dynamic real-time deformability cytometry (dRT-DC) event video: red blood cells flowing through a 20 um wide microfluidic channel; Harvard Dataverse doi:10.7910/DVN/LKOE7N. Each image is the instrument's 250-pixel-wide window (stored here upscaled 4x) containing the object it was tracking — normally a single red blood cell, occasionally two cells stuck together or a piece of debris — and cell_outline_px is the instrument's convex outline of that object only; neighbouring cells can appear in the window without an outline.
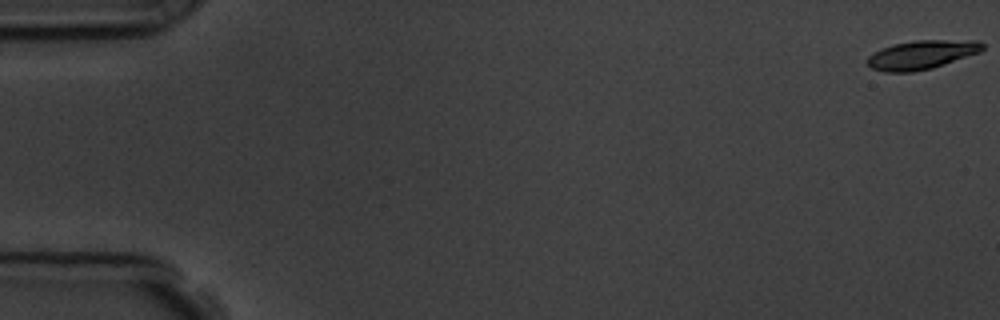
{"species": "common noctule bat (a hibernating species)", "species_latin": "Nyctalus noctula", "temperature_condition": "room temperature", "stored_images_in_passage": 57, "camera_frame_rate_fps": 3000, "um_per_image_px": 0.085, "animal": {"sex": "male", "body_mass_g": 19.5, "forearm_length_mm": 54.6}, "frame": {"image": 1, "passage_image": 1, "time_ms": 0.0, "image_size_px": [1000, 320], "cell_outline_px": [[984, 48], [980, 52], [932, 68], [912, 72], [884, 72], [872, 68], [868, 64], [868, 56], [892, 44], [916, 40], [976, 40], [984, 44]], "centroid_in_image_um": [78.37, 4.65], "position_along_channel_um": 6.6, "area_um2": 19.19}}
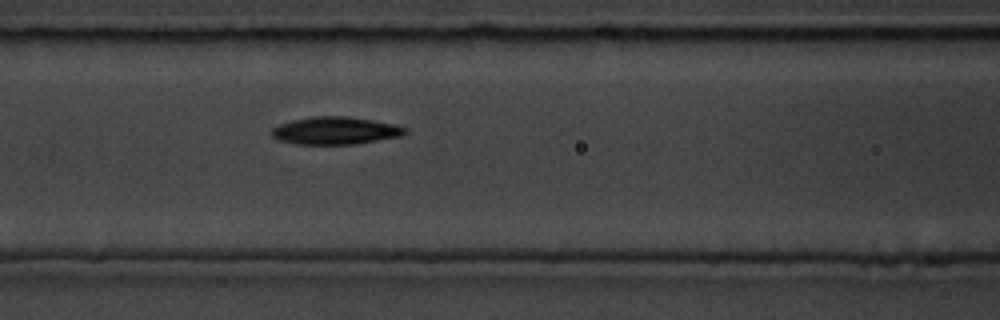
{"frame": {"image": 2, "passage_image": 25, "time_ms": 8.0, "image_size_px": [1000, 320], "cell_outline_px": [[408, 132], [400, 136], [356, 144], [296, 144], [280, 140], [272, 136], [272, 128], [280, 124], [292, 120], [312, 116], [344, 116], [372, 120], [396, 124], [408, 128]], "centroid_in_image_um": [28.53, 11.1], "position_along_channel_um": 138.1, "area_um2": 21.39}}
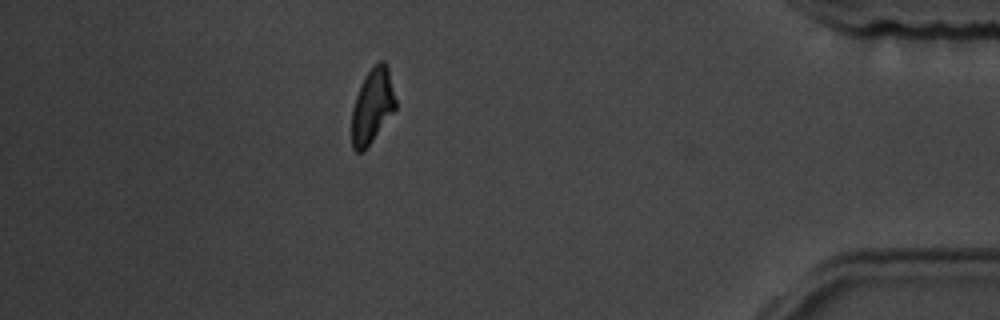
{"frame": {"image": 3, "passage_image": 51, "time_ms": 16.667, "image_size_px": [1000, 320], "cell_outline_px": [[396, 108], [364, 152], [356, 152], [352, 148], [352, 108], [356, 96], [364, 76], [380, 60], [384, 60], [388, 68], [396, 100]], "centroid_in_image_um": [31.64, 9.03], "position_along_channel_um": 403.6, "area_um2": 18.96}}